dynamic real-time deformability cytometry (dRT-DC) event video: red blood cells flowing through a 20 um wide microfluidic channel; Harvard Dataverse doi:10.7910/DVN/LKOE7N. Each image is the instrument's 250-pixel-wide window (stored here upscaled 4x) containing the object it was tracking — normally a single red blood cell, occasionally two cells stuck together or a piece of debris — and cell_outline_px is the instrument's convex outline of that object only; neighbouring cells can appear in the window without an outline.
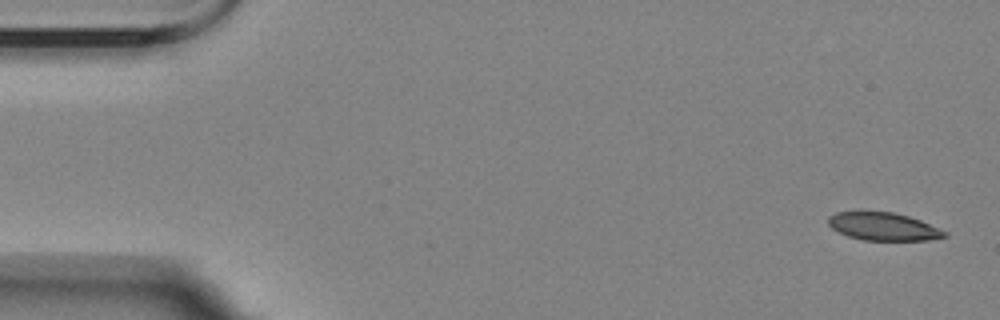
{"species": "Egyptian fruit bat (a non-hibernating species)", "species_latin": "Rousettus aegyptiacus", "temperature_condition": "room temperature", "stored_images_in_passage": 15, "camera_frame_rate_fps": 3000, "um_per_image_px": 0.085, "animal": {"sex": "female"}, "frame": {"image": 1, "passage_image": 1, "time_ms": 0.0, "image_size_px": [1000, 320], "cell_outline_px": [[948, 236], [928, 240], [864, 240], [848, 236], [832, 228], [828, 224], [828, 216], [836, 212], [892, 212], [908, 216], [920, 220], [940, 228], [948, 232]], "centroid_in_image_um": [75.11, 19.26], "position_along_channel_um": 9.9, "area_um2": 18.79}}
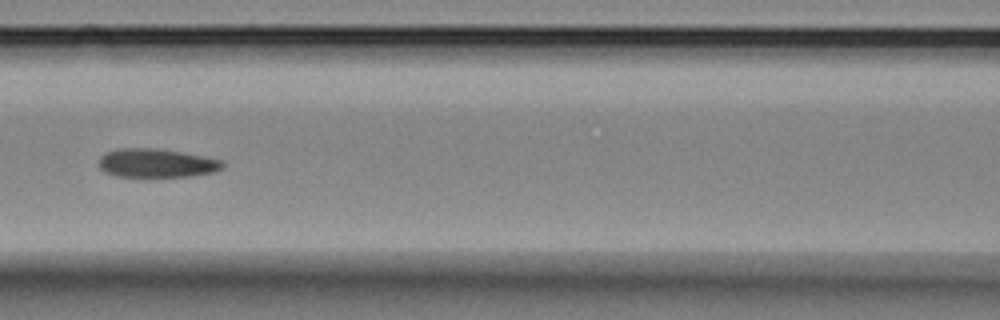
{"frame": {"image": 2, "passage_image": 7, "time_ms": 7.667, "image_size_px": [1000, 320], "cell_outline_px": [[224, 168], [212, 172], [192, 176], [116, 176], [104, 172], [100, 168], [100, 156], [108, 152], [120, 148], [152, 148], [180, 152], [204, 156], [224, 160]], "centroid_in_image_um": [13.33, 13.86], "position_along_channel_um": 153.3, "area_um2": 20.52}}
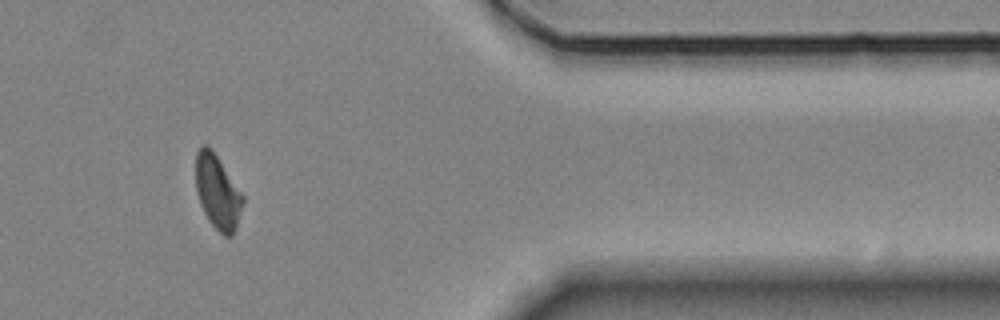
{"frame": {"image": 3, "passage_image": 13, "time_ms": 15.333, "image_size_px": [1000, 320], "cell_outline_px": [[244, 200], [236, 228], [232, 236], [224, 236], [212, 224], [204, 212], [200, 204], [196, 192], [196, 152], [204, 144], [208, 144], [212, 148], [244, 196]], "centroid_in_image_um": [18.49, 16.3], "position_along_channel_um": 392.9, "area_um2": 20.29}, "authors_computed_cell_mechanics": {"area_um2": 20.519, "velocity_mm_per_s": 3.4725, "shape_relaxation_time_tau1_ms": null, "shape_relaxation_time_tau2_ms": 2.652, "deformation_change_tau1": null, "deformation_change_tau2": 0.0912}}